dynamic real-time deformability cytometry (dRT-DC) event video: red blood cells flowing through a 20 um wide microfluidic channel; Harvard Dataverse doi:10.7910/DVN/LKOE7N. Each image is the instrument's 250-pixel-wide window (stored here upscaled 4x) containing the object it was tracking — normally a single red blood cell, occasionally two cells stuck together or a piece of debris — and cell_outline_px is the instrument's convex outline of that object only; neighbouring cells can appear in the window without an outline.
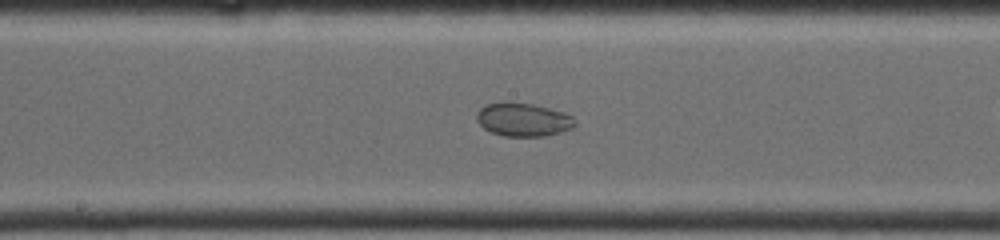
{"species": "common noctule bat (a hibernating species)", "species_latin": "Nyctalus noctula", "temperature_condition": "warm", "stored_images_in_passage": 35, "camera_frame_rate_fps": 4500, "um_per_image_px": 0.085, "animal": {"sex": "female", "body_mass_g": 19.0, "forearm_length_mm": 53.3}, "frame": {"image": 1, "passage_image": 11, "time_ms": 5.778, "image_size_px": [1000, 240], "cell_outline_px": [[576, 124], [572, 128], [560, 132], [544, 136], [504, 136], [492, 132], [484, 128], [476, 120], [476, 116], [480, 108], [488, 104], [532, 104], [564, 112], [572, 116], [576, 120]], "centroid_in_image_um": [44.51, 10.2], "position_along_channel_um": 203.7, "area_um2": 18.61}}